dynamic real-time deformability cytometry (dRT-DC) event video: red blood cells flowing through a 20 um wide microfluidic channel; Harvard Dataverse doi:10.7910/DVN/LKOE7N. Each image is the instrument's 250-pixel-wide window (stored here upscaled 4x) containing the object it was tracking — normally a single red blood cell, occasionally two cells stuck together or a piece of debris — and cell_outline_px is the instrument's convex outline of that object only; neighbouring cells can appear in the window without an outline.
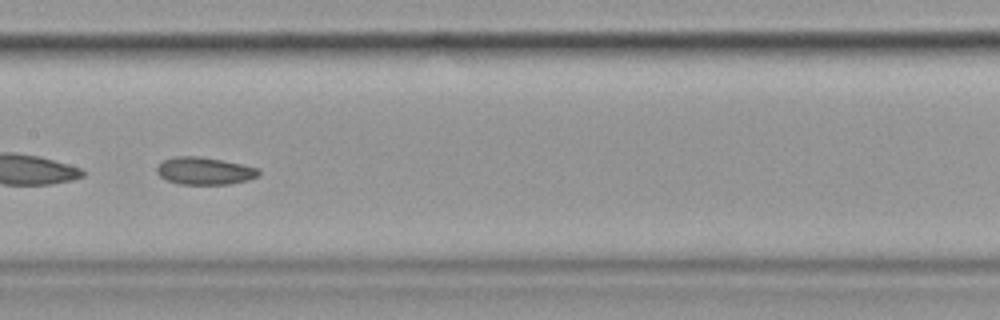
{"species": "common noctule bat (a hibernating species)", "species_latin": "Nyctalus noctula", "temperature_condition": "cold", "stored_images_in_passage": 38, "camera_frame_rate_fps": 3000, "um_per_image_px": 0.085, "animal": {"sex": "female", "body_mass_g": 19.9}, "frame": {"image": 1, "passage_image": 13, "time_ms": 4.0, "image_size_px": [1000, 320], "cell_outline_px": [[260, 176], [248, 180], [228, 184], [180, 184], [168, 180], [160, 176], [156, 172], [156, 168], [164, 160], [176, 156], [200, 156], [260, 168]], "centroid_in_image_um": [17.41, 14.53], "position_along_channel_um": 190.0, "area_um2": 16.18}}
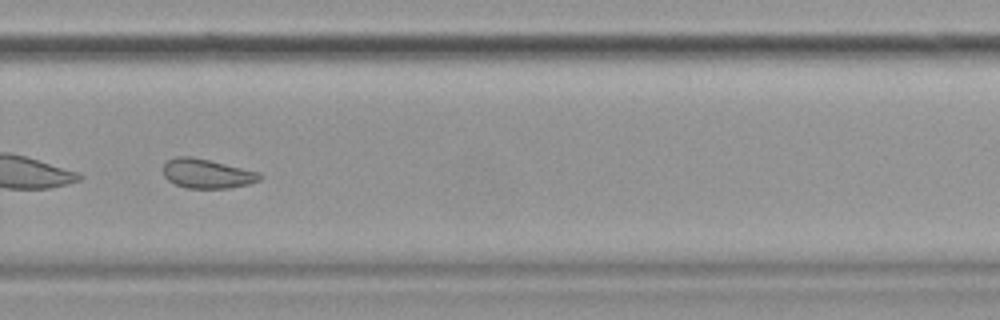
{"frame": {"image": 2, "passage_image": 23, "time_ms": 7.333, "image_size_px": [1000, 320], "cell_outline_px": [[260, 180], [248, 184], [228, 188], [188, 188], [176, 184], [168, 180], [164, 176], [164, 164], [168, 160], [176, 156], [192, 156], [260, 172]], "centroid_in_image_um": [17.58, 14.75], "position_along_channel_um": 312.2, "area_um2": 16.36}}
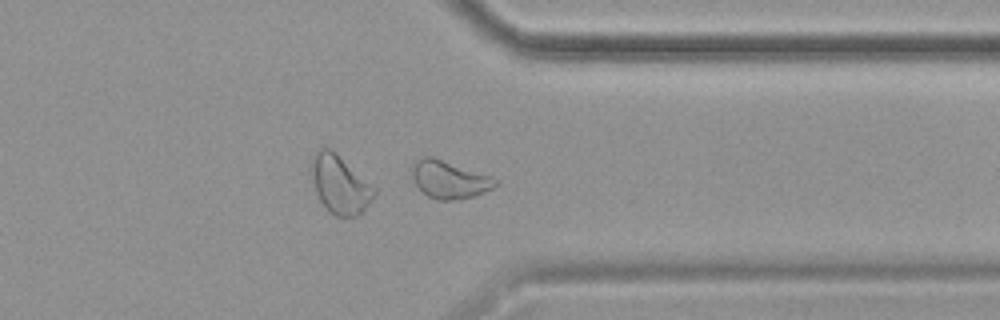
{"frame": {"image": 3, "passage_image": 28, "time_ms": 9.0, "image_size_px": [1000, 320], "cell_outline_px": [[496, 184], [492, 188], [484, 192], [460, 200], [440, 200], [428, 196], [416, 184], [412, 176], [412, 164], [416, 160], [424, 156], [432, 156], [492, 176], [496, 180]], "centroid_in_image_um": [38.18, 15.25], "position_along_channel_um": 373.2, "area_um2": 18.15}}